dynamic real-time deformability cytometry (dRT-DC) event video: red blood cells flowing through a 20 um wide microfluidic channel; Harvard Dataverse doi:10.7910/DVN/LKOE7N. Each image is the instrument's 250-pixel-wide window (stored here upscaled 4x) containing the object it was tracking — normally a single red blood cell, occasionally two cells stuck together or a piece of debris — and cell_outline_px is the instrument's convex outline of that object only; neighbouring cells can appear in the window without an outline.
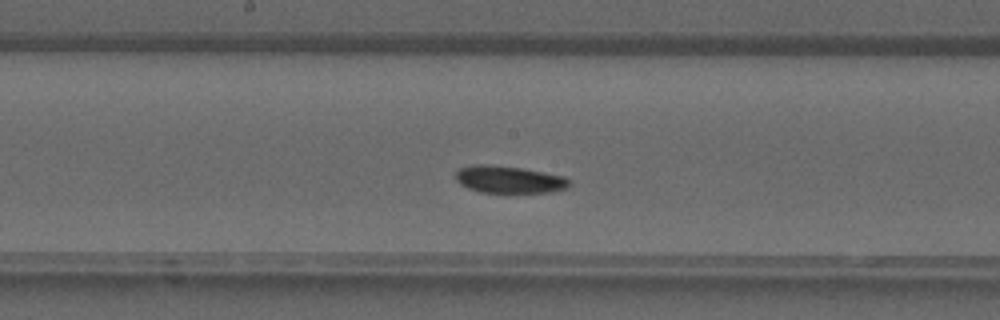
{"species": "common noctule bat (a hibernating species)", "species_latin": "Nyctalus noctula", "temperature_condition": "warm", "stored_images_in_passage": 29, "segment_of_instrument_passage": [1, 2], "camera_frame_rate_fps": 3000, "um_per_image_px": 0.085, "animal": {"sex": "male", "forearm_length_mm": 52.5}, "frame": {"image": 1, "passage_image": 9, "time_ms": 2.667, "image_size_px": [1000, 320], "cell_outline_px": [[572, 184], [568, 188], [552, 192], [480, 192], [468, 188], [460, 184], [456, 180], [456, 172], [460, 168], [472, 164], [488, 164], [520, 168], [544, 172], [564, 176], [572, 180]], "centroid_in_image_um": [43.31, 15.25], "position_along_channel_um": 204.9, "area_um2": 18.15}}
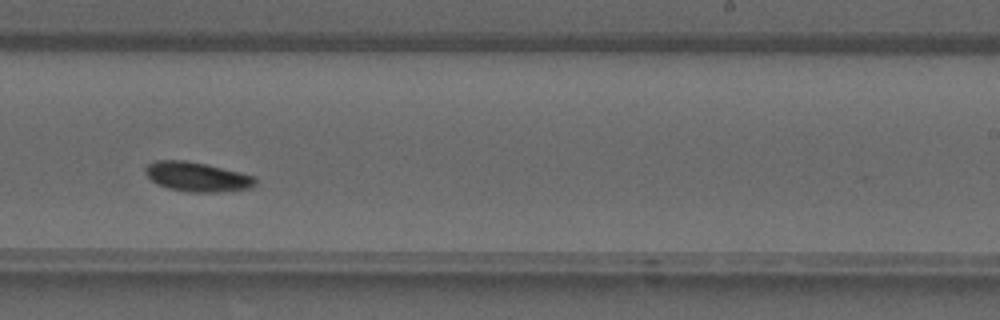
{"frame": {"image": 2, "passage_image": 13, "time_ms": 4.0, "image_size_px": [1000, 320], "cell_outline_px": [[256, 184], [252, 188], [220, 192], [188, 192], [168, 188], [156, 184], [144, 172], [144, 168], [148, 164], [156, 160], [184, 160], [204, 164], [240, 172], [256, 176]], "centroid_in_image_um": [16.76, 15.03], "position_along_channel_um": 272.2, "area_um2": 18.96}}
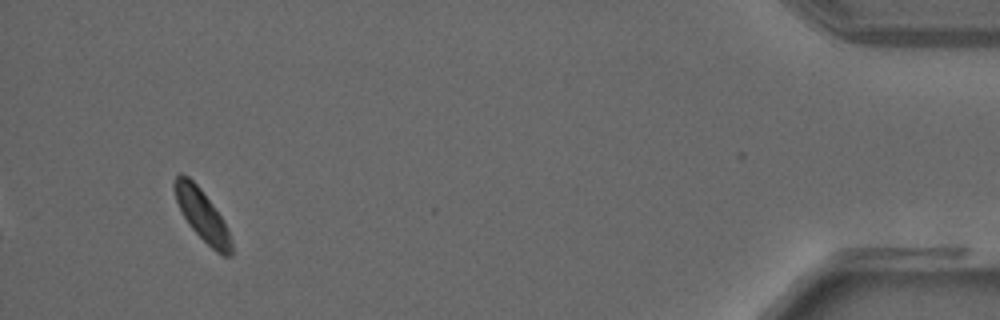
{"frame": {"image": 3, "passage_image": 26, "time_ms": 8.333, "image_size_px": [1000, 320], "cell_outline_px": [[232, 256], [224, 256], [216, 252], [188, 224], [176, 200], [172, 188], [172, 184], [176, 176], [180, 172], [188, 176], [200, 188], [212, 204], [228, 228], [232, 244]], "centroid_in_image_um": [17.16, 18.26], "position_along_channel_um": 418.0, "area_um2": 16.76}}